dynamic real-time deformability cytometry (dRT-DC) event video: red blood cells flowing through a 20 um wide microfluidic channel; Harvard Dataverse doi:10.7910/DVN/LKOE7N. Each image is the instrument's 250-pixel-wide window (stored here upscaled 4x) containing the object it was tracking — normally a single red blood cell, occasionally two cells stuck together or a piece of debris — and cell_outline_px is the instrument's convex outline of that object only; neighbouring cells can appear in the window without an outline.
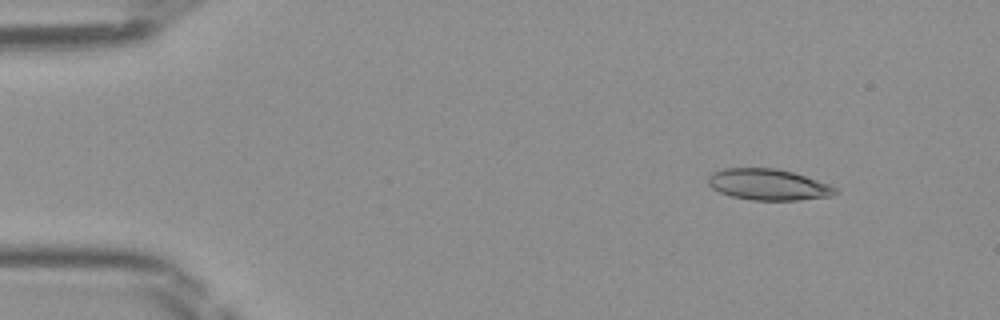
{"species": "Egyptian fruit bat (a non-hibernating species)", "species_latin": "Rousettus aegyptiacus", "temperature_condition": "room temperature", "stored_images_in_passage": 47, "camera_frame_rate_fps": 3000, "um_per_image_px": 0.085, "frame": {"image": 1, "passage_image": 5, "time_ms": 1.333, "image_size_px": [1000, 320], "cell_outline_px": [[840, 192], [832, 196], [800, 200], [752, 200], [732, 196], [720, 192], [712, 188], [708, 184], [708, 176], [712, 172], [724, 168], [776, 168], [792, 172], [828, 184], [836, 188]], "centroid_in_image_um": [65.29, 15.69], "position_along_channel_um": 19.7, "area_um2": 23.06}}
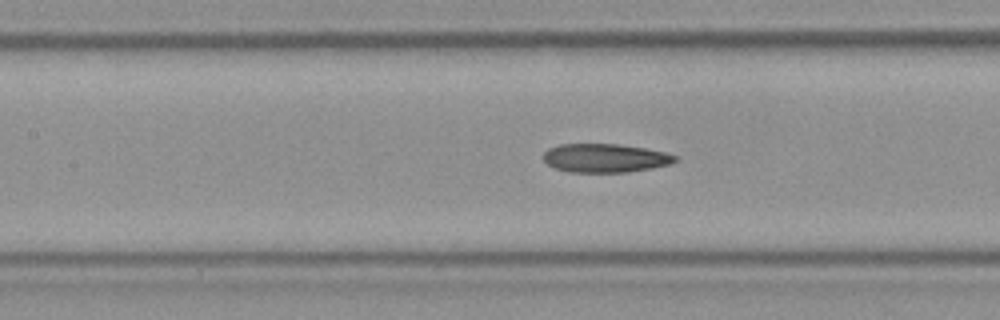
{"frame": {"image": 2, "passage_image": 21, "time_ms": 6.667, "image_size_px": [1000, 320], "cell_outline_px": [[680, 160], [672, 164], [652, 168], [628, 172], [568, 172], [556, 168], [548, 164], [544, 160], [544, 152], [548, 148], [560, 144], [620, 144], [644, 148], [664, 152], [676, 156]], "centroid_in_image_um": [51.46, 13.43], "position_along_channel_um": 155.9, "area_um2": 22.08}}
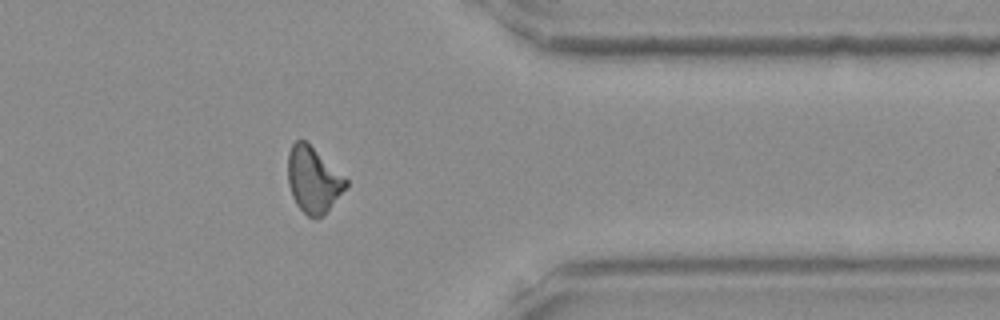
{"frame": {"image": 3, "passage_image": 38, "time_ms": 12.333, "image_size_px": [1000, 320], "cell_outline_px": [[348, 184], [328, 208], [320, 216], [308, 216], [296, 204], [292, 196], [288, 184], [288, 152], [292, 144], [296, 140], [304, 140], [348, 180]], "centroid_in_image_um": [26.58, 15.25], "position_along_channel_um": 384.8, "area_um2": 21.44}}